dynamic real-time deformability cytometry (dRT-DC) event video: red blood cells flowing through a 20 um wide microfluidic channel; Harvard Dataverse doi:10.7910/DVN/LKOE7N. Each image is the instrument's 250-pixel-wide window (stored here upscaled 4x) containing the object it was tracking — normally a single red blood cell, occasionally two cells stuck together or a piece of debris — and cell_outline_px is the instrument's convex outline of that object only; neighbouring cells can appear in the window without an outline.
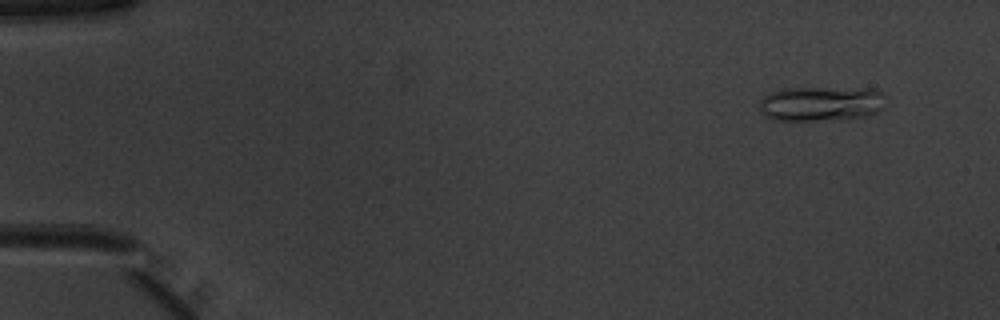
{"species": "common noctule bat (a hibernating species)", "species_latin": "Nyctalus noctula", "temperature_condition": "warm", "stored_images_in_passage": 51, "camera_frame_rate_fps": 3000, "um_per_image_px": 0.085, "animal": {"sex": "male", "body_mass_g": 20.1, "forearm_length_mm": 53.5}, "frame": {"image": 1, "passage_image": 4, "time_ms": 1.0, "image_size_px": [1000, 320], "cell_outline_px": [[888, 96], [884, 108], [876, 112], [864, 116], [816, 120], [772, 120], [764, 116], [760, 112], [760, 100], [764, 96], [772, 92], [784, 88], [872, 88]], "centroid_in_image_um": [69.81, 8.79], "position_along_channel_um": 15.2, "area_um2": 25.72}}
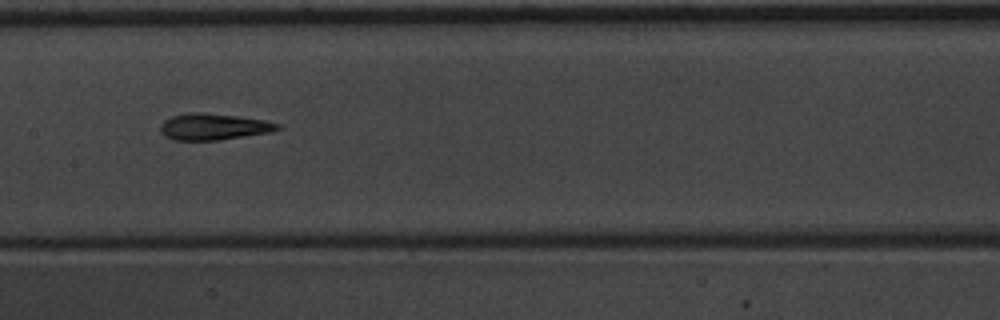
{"frame": {"image": 2, "passage_image": 26, "time_ms": 8.333, "image_size_px": [1000, 320], "cell_outline_px": [[280, 128], [272, 132], [216, 140], [172, 140], [160, 128], [160, 124], [164, 120], [172, 116], [192, 112], [200, 112], [236, 116], [264, 120], [280, 124]], "centroid_in_image_um": [18.17, 10.76], "position_along_channel_um": 189.2, "area_um2": 17.74}}
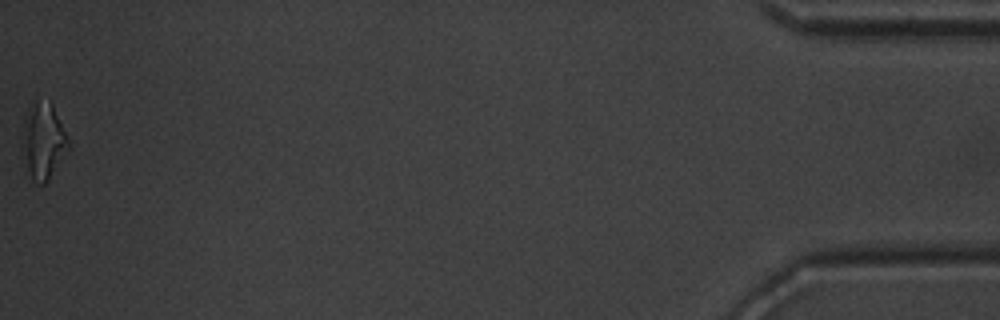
{"frame": {"image": 3, "passage_image": 51, "time_ms": 16.667, "image_size_px": [1000, 320], "cell_outline_px": [[68, 148], [48, 180], [44, 184], [36, 184], [32, 180], [20, 148], [24, 124], [36, 100], [52, 100], [68, 140]], "centroid_in_image_um": [3.67, 12.0], "position_along_channel_um": 431.5, "area_um2": 20.0}, "authors_computed_cell_mechanics": {"area_um2": 17.8602, "velocity_mm_per_s": 3.9996, "shape_relaxation_time_tau1_ms": 4.1596, "shape_relaxation_time_tau2_ms": 3.3785, "deformation_change_tau1": 0.1849, "deformation_change_tau2": 0.1395}}